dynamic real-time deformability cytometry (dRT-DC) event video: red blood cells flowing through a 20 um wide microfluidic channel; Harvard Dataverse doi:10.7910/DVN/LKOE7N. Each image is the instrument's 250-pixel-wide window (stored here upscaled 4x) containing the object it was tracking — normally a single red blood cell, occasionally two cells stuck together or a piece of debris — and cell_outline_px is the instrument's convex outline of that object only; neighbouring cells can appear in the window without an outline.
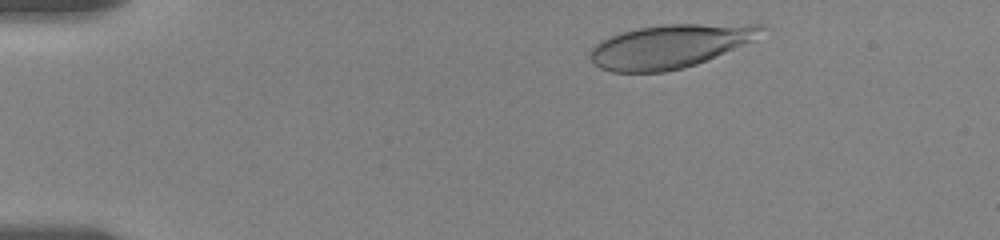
{"species": "human", "species_latin": "Homo sapiens", "temperature_condition": "room temperature", "stored_images_in_passage": 14, "camera_frame_rate_fps": 3000, "um_per_image_px": 0.085, "donor": {"sex": "female"}, "frame": {"image": 1, "passage_image": 3, "time_ms": 0.667, "image_size_px": [1000, 240], "cell_outline_px": [[768, 28], [748, 40], [732, 48], [696, 64], [684, 68], [664, 72], [612, 72], [600, 68], [588, 56], [592, 48], [600, 40], [608, 36], [640, 28], [664, 24], [764, 24]], "centroid_in_image_um": [56.85, 3.93], "position_along_channel_um": 28.1, "area_um2": 42.66}}
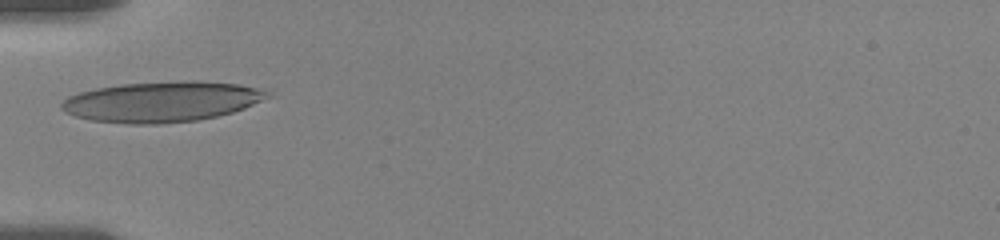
{"frame": {"image": 2, "passage_image": 13, "time_ms": 4.0, "image_size_px": [1000, 240], "cell_outline_px": [[272, 96], [244, 108], [232, 112], [216, 116], [196, 120], [160, 124], [128, 124], [92, 120], [76, 116], [64, 112], [60, 108], [60, 104], [68, 96], [80, 92], [96, 88], [120, 84], [192, 80], [196, 80], [240, 84], [256, 88], [268, 92]], "centroid_in_image_um": [13.73, 8.64], "position_along_channel_um": 71.3, "area_um2": 48.49}}